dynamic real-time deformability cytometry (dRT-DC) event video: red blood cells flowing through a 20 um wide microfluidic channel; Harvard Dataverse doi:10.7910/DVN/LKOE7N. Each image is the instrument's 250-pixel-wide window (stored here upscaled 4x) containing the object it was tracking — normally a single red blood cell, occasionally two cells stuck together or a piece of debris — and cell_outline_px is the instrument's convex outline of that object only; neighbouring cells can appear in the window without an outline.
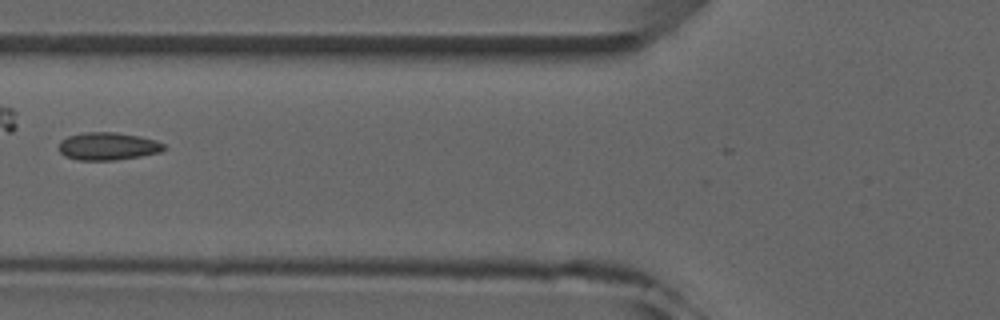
{"species": "common noctule bat (a hibernating species)", "species_latin": "Nyctalus noctula", "temperature_condition": "room temperature", "stored_images_in_passage": 6, "camera_frame_rate_fps": 3000, "um_per_image_px": 0.085, "animal": {"sex": "male", "forearm_length_mm": 52.5}, "frame": {"image": 1, "passage_image": 6, "time_ms": 6.0, "image_size_px": [1000, 320], "cell_outline_px": [[168, 148], [160, 152], [140, 156], [116, 160], [80, 160], [64, 156], [60, 152], [60, 140], [68, 136], [84, 132], [116, 132], [140, 136], [156, 140], [164, 144]], "centroid_in_image_um": [9.19, 12.42], "position_along_channel_um": 116.6, "area_um2": 17.05}}